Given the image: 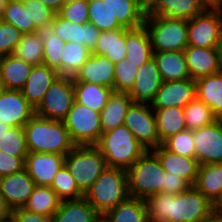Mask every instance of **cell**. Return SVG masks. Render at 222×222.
<instances>
[{
  "mask_svg": "<svg viewBox=\"0 0 222 222\" xmlns=\"http://www.w3.org/2000/svg\"><path fill=\"white\" fill-rule=\"evenodd\" d=\"M145 203L149 222H209L215 214V205L195 186L177 195H150Z\"/></svg>",
  "mask_w": 222,
  "mask_h": 222,
  "instance_id": "cell-1",
  "label": "cell"
},
{
  "mask_svg": "<svg viewBox=\"0 0 222 222\" xmlns=\"http://www.w3.org/2000/svg\"><path fill=\"white\" fill-rule=\"evenodd\" d=\"M23 128L29 152L66 155L76 146L63 121L35 114Z\"/></svg>",
  "mask_w": 222,
  "mask_h": 222,
  "instance_id": "cell-2",
  "label": "cell"
},
{
  "mask_svg": "<svg viewBox=\"0 0 222 222\" xmlns=\"http://www.w3.org/2000/svg\"><path fill=\"white\" fill-rule=\"evenodd\" d=\"M95 146L101 151L107 167L124 170L148 151L124 124L103 132Z\"/></svg>",
  "mask_w": 222,
  "mask_h": 222,
  "instance_id": "cell-3",
  "label": "cell"
},
{
  "mask_svg": "<svg viewBox=\"0 0 222 222\" xmlns=\"http://www.w3.org/2000/svg\"><path fill=\"white\" fill-rule=\"evenodd\" d=\"M84 197L103 216L129 198L127 170L106 167L85 192Z\"/></svg>",
  "mask_w": 222,
  "mask_h": 222,
  "instance_id": "cell-4",
  "label": "cell"
},
{
  "mask_svg": "<svg viewBox=\"0 0 222 222\" xmlns=\"http://www.w3.org/2000/svg\"><path fill=\"white\" fill-rule=\"evenodd\" d=\"M165 173L158 157L148 150L127 170L128 196L145 200L163 192Z\"/></svg>",
  "mask_w": 222,
  "mask_h": 222,
  "instance_id": "cell-5",
  "label": "cell"
},
{
  "mask_svg": "<svg viewBox=\"0 0 222 222\" xmlns=\"http://www.w3.org/2000/svg\"><path fill=\"white\" fill-rule=\"evenodd\" d=\"M143 25L153 52L182 51L188 46V20L146 14Z\"/></svg>",
  "mask_w": 222,
  "mask_h": 222,
  "instance_id": "cell-6",
  "label": "cell"
},
{
  "mask_svg": "<svg viewBox=\"0 0 222 222\" xmlns=\"http://www.w3.org/2000/svg\"><path fill=\"white\" fill-rule=\"evenodd\" d=\"M65 166L84 193L107 167L105 158L95 145H76L65 155Z\"/></svg>",
  "mask_w": 222,
  "mask_h": 222,
  "instance_id": "cell-7",
  "label": "cell"
},
{
  "mask_svg": "<svg viewBox=\"0 0 222 222\" xmlns=\"http://www.w3.org/2000/svg\"><path fill=\"white\" fill-rule=\"evenodd\" d=\"M63 123L75 145H96L103 133L100 113L76 101Z\"/></svg>",
  "mask_w": 222,
  "mask_h": 222,
  "instance_id": "cell-8",
  "label": "cell"
},
{
  "mask_svg": "<svg viewBox=\"0 0 222 222\" xmlns=\"http://www.w3.org/2000/svg\"><path fill=\"white\" fill-rule=\"evenodd\" d=\"M75 101L72 77L58 76L35 108V114L44 118L63 121Z\"/></svg>",
  "mask_w": 222,
  "mask_h": 222,
  "instance_id": "cell-9",
  "label": "cell"
},
{
  "mask_svg": "<svg viewBox=\"0 0 222 222\" xmlns=\"http://www.w3.org/2000/svg\"><path fill=\"white\" fill-rule=\"evenodd\" d=\"M188 46L201 48L222 46V7L207 8L188 20Z\"/></svg>",
  "mask_w": 222,
  "mask_h": 222,
  "instance_id": "cell-10",
  "label": "cell"
},
{
  "mask_svg": "<svg viewBox=\"0 0 222 222\" xmlns=\"http://www.w3.org/2000/svg\"><path fill=\"white\" fill-rule=\"evenodd\" d=\"M124 125L147 150L159 146L156 117L150 104L133 102L125 115Z\"/></svg>",
  "mask_w": 222,
  "mask_h": 222,
  "instance_id": "cell-11",
  "label": "cell"
},
{
  "mask_svg": "<svg viewBox=\"0 0 222 222\" xmlns=\"http://www.w3.org/2000/svg\"><path fill=\"white\" fill-rule=\"evenodd\" d=\"M193 138L199 165L222 163V123L219 119L193 130Z\"/></svg>",
  "mask_w": 222,
  "mask_h": 222,
  "instance_id": "cell-12",
  "label": "cell"
},
{
  "mask_svg": "<svg viewBox=\"0 0 222 222\" xmlns=\"http://www.w3.org/2000/svg\"><path fill=\"white\" fill-rule=\"evenodd\" d=\"M35 115V108L21 90L0 89V120L10 127H23Z\"/></svg>",
  "mask_w": 222,
  "mask_h": 222,
  "instance_id": "cell-13",
  "label": "cell"
},
{
  "mask_svg": "<svg viewBox=\"0 0 222 222\" xmlns=\"http://www.w3.org/2000/svg\"><path fill=\"white\" fill-rule=\"evenodd\" d=\"M195 98L196 84L194 79L166 81L161 84L150 106L152 109L185 108Z\"/></svg>",
  "mask_w": 222,
  "mask_h": 222,
  "instance_id": "cell-14",
  "label": "cell"
},
{
  "mask_svg": "<svg viewBox=\"0 0 222 222\" xmlns=\"http://www.w3.org/2000/svg\"><path fill=\"white\" fill-rule=\"evenodd\" d=\"M65 165V155L29 152L25 170L36 186H50L56 173Z\"/></svg>",
  "mask_w": 222,
  "mask_h": 222,
  "instance_id": "cell-15",
  "label": "cell"
},
{
  "mask_svg": "<svg viewBox=\"0 0 222 222\" xmlns=\"http://www.w3.org/2000/svg\"><path fill=\"white\" fill-rule=\"evenodd\" d=\"M162 83L157 63L151 58L138 68L134 85L128 94L135 103L150 104Z\"/></svg>",
  "mask_w": 222,
  "mask_h": 222,
  "instance_id": "cell-16",
  "label": "cell"
},
{
  "mask_svg": "<svg viewBox=\"0 0 222 222\" xmlns=\"http://www.w3.org/2000/svg\"><path fill=\"white\" fill-rule=\"evenodd\" d=\"M35 187L34 180L25 169L0 178V195L12 210L23 208Z\"/></svg>",
  "mask_w": 222,
  "mask_h": 222,
  "instance_id": "cell-17",
  "label": "cell"
},
{
  "mask_svg": "<svg viewBox=\"0 0 222 222\" xmlns=\"http://www.w3.org/2000/svg\"><path fill=\"white\" fill-rule=\"evenodd\" d=\"M72 79L73 82L95 83L113 88L115 64L106 56L91 53Z\"/></svg>",
  "mask_w": 222,
  "mask_h": 222,
  "instance_id": "cell-18",
  "label": "cell"
},
{
  "mask_svg": "<svg viewBox=\"0 0 222 222\" xmlns=\"http://www.w3.org/2000/svg\"><path fill=\"white\" fill-rule=\"evenodd\" d=\"M55 35L63 41L85 45L91 51L95 48L101 31L91 23L77 24L62 18L55 13L53 18Z\"/></svg>",
  "mask_w": 222,
  "mask_h": 222,
  "instance_id": "cell-19",
  "label": "cell"
},
{
  "mask_svg": "<svg viewBox=\"0 0 222 222\" xmlns=\"http://www.w3.org/2000/svg\"><path fill=\"white\" fill-rule=\"evenodd\" d=\"M159 159L166 172L174 173L183 178L190 186L197 180L199 163L196 158H189L168 151L163 145L151 150Z\"/></svg>",
  "mask_w": 222,
  "mask_h": 222,
  "instance_id": "cell-20",
  "label": "cell"
},
{
  "mask_svg": "<svg viewBox=\"0 0 222 222\" xmlns=\"http://www.w3.org/2000/svg\"><path fill=\"white\" fill-rule=\"evenodd\" d=\"M184 52L191 79L218 73L219 48L187 46Z\"/></svg>",
  "mask_w": 222,
  "mask_h": 222,
  "instance_id": "cell-21",
  "label": "cell"
},
{
  "mask_svg": "<svg viewBox=\"0 0 222 222\" xmlns=\"http://www.w3.org/2000/svg\"><path fill=\"white\" fill-rule=\"evenodd\" d=\"M58 76L59 74L56 70L46 67L44 64L35 65L21 92L27 101L36 108Z\"/></svg>",
  "mask_w": 222,
  "mask_h": 222,
  "instance_id": "cell-22",
  "label": "cell"
},
{
  "mask_svg": "<svg viewBox=\"0 0 222 222\" xmlns=\"http://www.w3.org/2000/svg\"><path fill=\"white\" fill-rule=\"evenodd\" d=\"M102 216L85 197L63 200L52 216V222H101Z\"/></svg>",
  "mask_w": 222,
  "mask_h": 222,
  "instance_id": "cell-23",
  "label": "cell"
},
{
  "mask_svg": "<svg viewBox=\"0 0 222 222\" xmlns=\"http://www.w3.org/2000/svg\"><path fill=\"white\" fill-rule=\"evenodd\" d=\"M32 68V64L26 63L12 54L2 56L0 59V87L21 90Z\"/></svg>",
  "mask_w": 222,
  "mask_h": 222,
  "instance_id": "cell-24",
  "label": "cell"
},
{
  "mask_svg": "<svg viewBox=\"0 0 222 222\" xmlns=\"http://www.w3.org/2000/svg\"><path fill=\"white\" fill-rule=\"evenodd\" d=\"M153 58L163 82L191 78L184 50L153 52Z\"/></svg>",
  "mask_w": 222,
  "mask_h": 222,
  "instance_id": "cell-25",
  "label": "cell"
},
{
  "mask_svg": "<svg viewBox=\"0 0 222 222\" xmlns=\"http://www.w3.org/2000/svg\"><path fill=\"white\" fill-rule=\"evenodd\" d=\"M206 9L201 0H158L146 14L190 20Z\"/></svg>",
  "mask_w": 222,
  "mask_h": 222,
  "instance_id": "cell-26",
  "label": "cell"
},
{
  "mask_svg": "<svg viewBox=\"0 0 222 222\" xmlns=\"http://www.w3.org/2000/svg\"><path fill=\"white\" fill-rule=\"evenodd\" d=\"M127 28L101 31L93 54L106 56L114 64L126 58V31Z\"/></svg>",
  "mask_w": 222,
  "mask_h": 222,
  "instance_id": "cell-27",
  "label": "cell"
},
{
  "mask_svg": "<svg viewBox=\"0 0 222 222\" xmlns=\"http://www.w3.org/2000/svg\"><path fill=\"white\" fill-rule=\"evenodd\" d=\"M194 186L216 205L222 198V163L199 165Z\"/></svg>",
  "mask_w": 222,
  "mask_h": 222,
  "instance_id": "cell-28",
  "label": "cell"
},
{
  "mask_svg": "<svg viewBox=\"0 0 222 222\" xmlns=\"http://www.w3.org/2000/svg\"><path fill=\"white\" fill-rule=\"evenodd\" d=\"M35 33L43 42V64L61 76V54L66 42L55 35L53 21L43 24Z\"/></svg>",
  "mask_w": 222,
  "mask_h": 222,
  "instance_id": "cell-29",
  "label": "cell"
},
{
  "mask_svg": "<svg viewBox=\"0 0 222 222\" xmlns=\"http://www.w3.org/2000/svg\"><path fill=\"white\" fill-rule=\"evenodd\" d=\"M126 59L140 68L153 58V49L145 26L126 31Z\"/></svg>",
  "mask_w": 222,
  "mask_h": 222,
  "instance_id": "cell-30",
  "label": "cell"
},
{
  "mask_svg": "<svg viewBox=\"0 0 222 222\" xmlns=\"http://www.w3.org/2000/svg\"><path fill=\"white\" fill-rule=\"evenodd\" d=\"M133 100L128 93L113 92L100 112L102 131L114 129L125 122V115Z\"/></svg>",
  "mask_w": 222,
  "mask_h": 222,
  "instance_id": "cell-31",
  "label": "cell"
},
{
  "mask_svg": "<svg viewBox=\"0 0 222 222\" xmlns=\"http://www.w3.org/2000/svg\"><path fill=\"white\" fill-rule=\"evenodd\" d=\"M196 98L208 105L219 119L222 116V75L219 73L195 81Z\"/></svg>",
  "mask_w": 222,
  "mask_h": 222,
  "instance_id": "cell-32",
  "label": "cell"
},
{
  "mask_svg": "<svg viewBox=\"0 0 222 222\" xmlns=\"http://www.w3.org/2000/svg\"><path fill=\"white\" fill-rule=\"evenodd\" d=\"M101 220V222H149L145 200L129 197L107 211Z\"/></svg>",
  "mask_w": 222,
  "mask_h": 222,
  "instance_id": "cell-33",
  "label": "cell"
},
{
  "mask_svg": "<svg viewBox=\"0 0 222 222\" xmlns=\"http://www.w3.org/2000/svg\"><path fill=\"white\" fill-rule=\"evenodd\" d=\"M111 11L113 18L127 29L143 26L146 12L137 0H103Z\"/></svg>",
  "mask_w": 222,
  "mask_h": 222,
  "instance_id": "cell-34",
  "label": "cell"
},
{
  "mask_svg": "<svg viewBox=\"0 0 222 222\" xmlns=\"http://www.w3.org/2000/svg\"><path fill=\"white\" fill-rule=\"evenodd\" d=\"M75 101L101 112L114 90L95 83L74 82Z\"/></svg>",
  "mask_w": 222,
  "mask_h": 222,
  "instance_id": "cell-35",
  "label": "cell"
},
{
  "mask_svg": "<svg viewBox=\"0 0 222 222\" xmlns=\"http://www.w3.org/2000/svg\"><path fill=\"white\" fill-rule=\"evenodd\" d=\"M157 122V131L159 135V145L170 136L187 129L184 108L168 107L164 109H153Z\"/></svg>",
  "mask_w": 222,
  "mask_h": 222,
  "instance_id": "cell-36",
  "label": "cell"
},
{
  "mask_svg": "<svg viewBox=\"0 0 222 222\" xmlns=\"http://www.w3.org/2000/svg\"><path fill=\"white\" fill-rule=\"evenodd\" d=\"M61 199L50 186H36L24 209L52 217L58 210Z\"/></svg>",
  "mask_w": 222,
  "mask_h": 222,
  "instance_id": "cell-37",
  "label": "cell"
},
{
  "mask_svg": "<svg viewBox=\"0 0 222 222\" xmlns=\"http://www.w3.org/2000/svg\"><path fill=\"white\" fill-rule=\"evenodd\" d=\"M91 55V50L76 42H67L61 54V76L73 77Z\"/></svg>",
  "mask_w": 222,
  "mask_h": 222,
  "instance_id": "cell-38",
  "label": "cell"
},
{
  "mask_svg": "<svg viewBox=\"0 0 222 222\" xmlns=\"http://www.w3.org/2000/svg\"><path fill=\"white\" fill-rule=\"evenodd\" d=\"M0 19L6 23L12 24L23 34L36 32L34 23H30V16L22 0H6Z\"/></svg>",
  "mask_w": 222,
  "mask_h": 222,
  "instance_id": "cell-39",
  "label": "cell"
},
{
  "mask_svg": "<svg viewBox=\"0 0 222 222\" xmlns=\"http://www.w3.org/2000/svg\"><path fill=\"white\" fill-rule=\"evenodd\" d=\"M11 54L33 66L41 65L43 64V42L36 33L23 34Z\"/></svg>",
  "mask_w": 222,
  "mask_h": 222,
  "instance_id": "cell-40",
  "label": "cell"
},
{
  "mask_svg": "<svg viewBox=\"0 0 222 222\" xmlns=\"http://www.w3.org/2000/svg\"><path fill=\"white\" fill-rule=\"evenodd\" d=\"M184 116L187 129L192 131L218 120L213 110L197 98L184 108Z\"/></svg>",
  "mask_w": 222,
  "mask_h": 222,
  "instance_id": "cell-41",
  "label": "cell"
},
{
  "mask_svg": "<svg viewBox=\"0 0 222 222\" xmlns=\"http://www.w3.org/2000/svg\"><path fill=\"white\" fill-rule=\"evenodd\" d=\"M88 7L89 23L100 31L124 28L116 18H113L111 11L103 0H88Z\"/></svg>",
  "mask_w": 222,
  "mask_h": 222,
  "instance_id": "cell-42",
  "label": "cell"
},
{
  "mask_svg": "<svg viewBox=\"0 0 222 222\" xmlns=\"http://www.w3.org/2000/svg\"><path fill=\"white\" fill-rule=\"evenodd\" d=\"M50 187L63 200L79 199L84 197V192L77 186L75 179L64 165L56 173Z\"/></svg>",
  "mask_w": 222,
  "mask_h": 222,
  "instance_id": "cell-43",
  "label": "cell"
},
{
  "mask_svg": "<svg viewBox=\"0 0 222 222\" xmlns=\"http://www.w3.org/2000/svg\"><path fill=\"white\" fill-rule=\"evenodd\" d=\"M0 151L25 159L29 151L24 128L10 127L0 138Z\"/></svg>",
  "mask_w": 222,
  "mask_h": 222,
  "instance_id": "cell-44",
  "label": "cell"
},
{
  "mask_svg": "<svg viewBox=\"0 0 222 222\" xmlns=\"http://www.w3.org/2000/svg\"><path fill=\"white\" fill-rule=\"evenodd\" d=\"M138 65H134L126 58L115 64L114 92L128 93L135 82Z\"/></svg>",
  "mask_w": 222,
  "mask_h": 222,
  "instance_id": "cell-45",
  "label": "cell"
},
{
  "mask_svg": "<svg viewBox=\"0 0 222 222\" xmlns=\"http://www.w3.org/2000/svg\"><path fill=\"white\" fill-rule=\"evenodd\" d=\"M162 145L168 151L178 155L195 158V146L192 130L185 129L180 131L166 139Z\"/></svg>",
  "mask_w": 222,
  "mask_h": 222,
  "instance_id": "cell-46",
  "label": "cell"
},
{
  "mask_svg": "<svg viewBox=\"0 0 222 222\" xmlns=\"http://www.w3.org/2000/svg\"><path fill=\"white\" fill-rule=\"evenodd\" d=\"M88 0L66 1L58 14L72 23L85 24L89 22Z\"/></svg>",
  "mask_w": 222,
  "mask_h": 222,
  "instance_id": "cell-47",
  "label": "cell"
},
{
  "mask_svg": "<svg viewBox=\"0 0 222 222\" xmlns=\"http://www.w3.org/2000/svg\"><path fill=\"white\" fill-rule=\"evenodd\" d=\"M26 11L30 16V23H34L35 28L53 21L55 12L43 4L40 0H22Z\"/></svg>",
  "mask_w": 222,
  "mask_h": 222,
  "instance_id": "cell-48",
  "label": "cell"
},
{
  "mask_svg": "<svg viewBox=\"0 0 222 222\" xmlns=\"http://www.w3.org/2000/svg\"><path fill=\"white\" fill-rule=\"evenodd\" d=\"M22 35L18 28L0 19V56L11 54L21 41Z\"/></svg>",
  "mask_w": 222,
  "mask_h": 222,
  "instance_id": "cell-49",
  "label": "cell"
},
{
  "mask_svg": "<svg viewBox=\"0 0 222 222\" xmlns=\"http://www.w3.org/2000/svg\"><path fill=\"white\" fill-rule=\"evenodd\" d=\"M25 169L23 157L11 156L0 151V178L21 172Z\"/></svg>",
  "mask_w": 222,
  "mask_h": 222,
  "instance_id": "cell-50",
  "label": "cell"
},
{
  "mask_svg": "<svg viewBox=\"0 0 222 222\" xmlns=\"http://www.w3.org/2000/svg\"><path fill=\"white\" fill-rule=\"evenodd\" d=\"M190 185L180 176H175L174 173H165V185H163V193L177 195L187 190Z\"/></svg>",
  "mask_w": 222,
  "mask_h": 222,
  "instance_id": "cell-51",
  "label": "cell"
},
{
  "mask_svg": "<svg viewBox=\"0 0 222 222\" xmlns=\"http://www.w3.org/2000/svg\"><path fill=\"white\" fill-rule=\"evenodd\" d=\"M15 222H52V217L30 212L24 208L12 210V217Z\"/></svg>",
  "mask_w": 222,
  "mask_h": 222,
  "instance_id": "cell-52",
  "label": "cell"
},
{
  "mask_svg": "<svg viewBox=\"0 0 222 222\" xmlns=\"http://www.w3.org/2000/svg\"><path fill=\"white\" fill-rule=\"evenodd\" d=\"M12 217V209L0 195V222H7Z\"/></svg>",
  "mask_w": 222,
  "mask_h": 222,
  "instance_id": "cell-53",
  "label": "cell"
},
{
  "mask_svg": "<svg viewBox=\"0 0 222 222\" xmlns=\"http://www.w3.org/2000/svg\"><path fill=\"white\" fill-rule=\"evenodd\" d=\"M48 8L53 10L55 13H58L66 0H40Z\"/></svg>",
  "mask_w": 222,
  "mask_h": 222,
  "instance_id": "cell-54",
  "label": "cell"
},
{
  "mask_svg": "<svg viewBox=\"0 0 222 222\" xmlns=\"http://www.w3.org/2000/svg\"><path fill=\"white\" fill-rule=\"evenodd\" d=\"M139 6L148 13L157 3L158 0H137Z\"/></svg>",
  "mask_w": 222,
  "mask_h": 222,
  "instance_id": "cell-55",
  "label": "cell"
},
{
  "mask_svg": "<svg viewBox=\"0 0 222 222\" xmlns=\"http://www.w3.org/2000/svg\"><path fill=\"white\" fill-rule=\"evenodd\" d=\"M207 8H220L222 7V0H201Z\"/></svg>",
  "mask_w": 222,
  "mask_h": 222,
  "instance_id": "cell-56",
  "label": "cell"
},
{
  "mask_svg": "<svg viewBox=\"0 0 222 222\" xmlns=\"http://www.w3.org/2000/svg\"><path fill=\"white\" fill-rule=\"evenodd\" d=\"M10 128V126L6 125L4 122L0 120V138L3 134Z\"/></svg>",
  "mask_w": 222,
  "mask_h": 222,
  "instance_id": "cell-57",
  "label": "cell"
},
{
  "mask_svg": "<svg viewBox=\"0 0 222 222\" xmlns=\"http://www.w3.org/2000/svg\"><path fill=\"white\" fill-rule=\"evenodd\" d=\"M215 213L222 216V198L215 205Z\"/></svg>",
  "mask_w": 222,
  "mask_h": 222,
  "instance_id": "cell-58",
  "label": "cell"
},
{
  "mask_svg": "<svg viewBox=\"0 0 222 222\" xmlns=\"http://www.w3.org/2000/svg\"><path fill=\"white\" fill-rule=\"evenodd\" d=\"M218 73L222 75V46L219 48V67Z\"/></svg>",
  "mask_w": 222,
  "mask_h": 222,
  "instance_id": "cell-59",
  "label": "cell"
},
{
  "mask_svg": "<svg viewBox=\"0 0 222 222\" xmlns=\"http://www.w3.org/2000/svg\"><path fill=\"white\" fill-rule=\"evenodd\" d=\"M209 222H222V216L215 213Z\"/></svg>",
  "mask_w": 222,
  "mask_h": 222,
  "instance_id": "cell-60",
  "label": "cell"
},
{
  "mask_svg": "<svg viewBox=\"0 0 222 222\" xmlns=\"http://www.w3.org/2000/svg\"><path fill=\"white\" fill-rule=\"evenodd\" d=\"M5 3H6V0H0V18H1L2 9Z\"/></svg>",
  "mask_w": 222,
  "mask_h": 222,
  "instance_id": "cell-61",
  "label": "cell"
},
{
  "mask_svg": "<svg viewBox=\"0 0 222 222\" xmlns=\"http://www.w3.org/2000/svg\"><path fill=\"white\" fill-rule=\"evenodd\" d=\"M7 222H15L12 218L10 220H8Z\"/></svg>",
  "mask_w": 222,
  "mask_h": 222,
  "instance_id": "cell-62",
  "label": "cell"
}]
</instances>
